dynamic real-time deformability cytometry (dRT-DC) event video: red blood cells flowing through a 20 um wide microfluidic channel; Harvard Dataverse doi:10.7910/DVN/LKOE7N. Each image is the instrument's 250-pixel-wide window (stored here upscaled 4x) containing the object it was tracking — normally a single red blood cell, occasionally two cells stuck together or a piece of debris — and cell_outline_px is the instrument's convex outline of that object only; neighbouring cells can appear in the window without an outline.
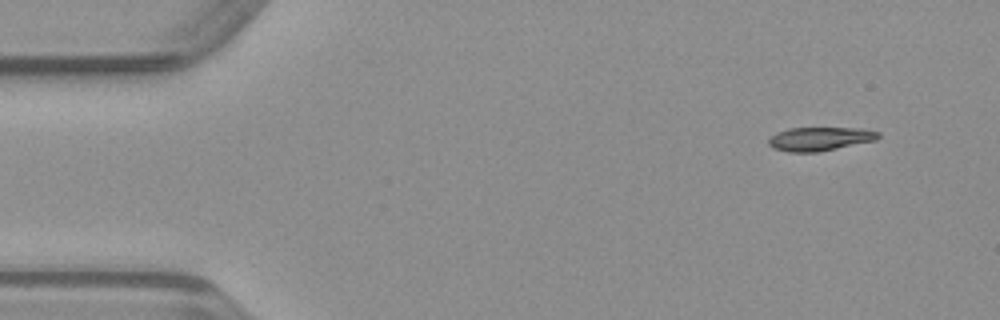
{"species": "common noctule bat (a hibernating species)", "species_latin": "Nyctalus noctula", "temperature_condition": "warm", "stored_images_in_passage": 43, "camera_frame_rate_fps": 3000, "um_per_image_px": 0.085, "animal": {"sex": "male", "body_mass_g": 23.1, "forearm_length_mm": 52.7}, "frame": {"image": 1, "passage_image": 1, "time_ms": 0.0, "image_size_px": [1000, 320], "cell_outline_px": [[880, 136], [876, 140], [820, 152], [788, 152], [772, 148], [768, 144], [768, 140], [776, 132], [788, 128], [864, 128], [880, 132]], "centroid_in_image_um": [69.69, 11.8], "position_along_channel_um": 15.3, "area_um2": 15.32}}
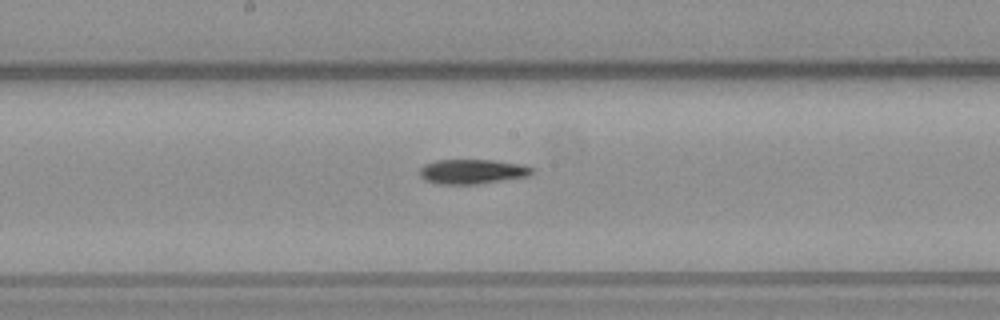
{"frame": {"image": 2, "passage_image": 22, "time_ms": 7.0, "image_size_px": [1000, 320], "cell_outline_px": [[532, 172], [528, 176], [476, 184], [436, 184], [424, 180], [420, 176], [420, 168], [424, 164], [436, 160], [496, 160], [520, 164], [532, 168]], "centroid_in_image_um": [40.08, 14.58], "position_along_channel_um": 208.1, "area_um2": 16.07}}
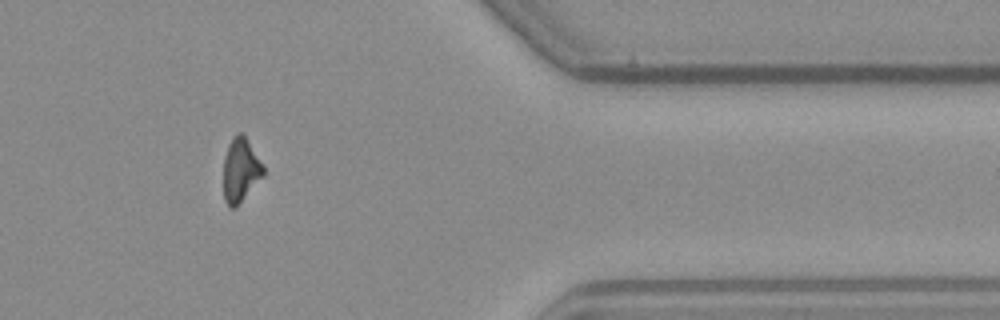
{"frame": {"image": 3, "passage_image": 37, "time_ms": 12.0, "image_size_px": [1000, 320], "cell_outline_px": [[264, 176], [236, 208], [228, 208], [224, 200], [224, 156], [228, 144], [232, 136], [236, 132], [240, 132], [244, 136], [264, 168]], "centroid_in_image_um": [20.42, 14.5], "position_along_channel_um": 391.0, "area_um2": 14.85}}